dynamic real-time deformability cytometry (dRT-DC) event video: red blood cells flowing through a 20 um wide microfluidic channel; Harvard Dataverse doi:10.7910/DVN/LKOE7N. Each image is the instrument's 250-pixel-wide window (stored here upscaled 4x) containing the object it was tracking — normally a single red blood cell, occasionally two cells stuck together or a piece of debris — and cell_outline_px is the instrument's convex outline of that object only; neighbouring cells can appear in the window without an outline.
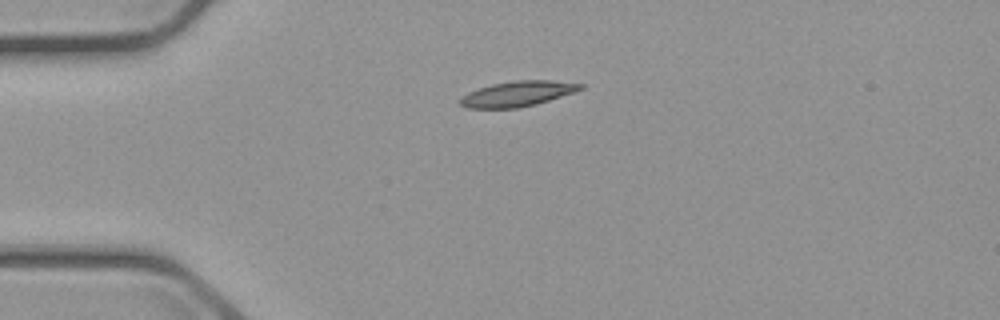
{"species": "common noctule bat (a hibernating species)", "species_latin": "Nyctalus noctula", "temperature_condition": "cold", "stored_images_in_passage": 2, "camera_frame_rate_fps": 3000, "um_per_image_px": 0.085, "animal": {"sex": "male", "body_mass_g": 23.1, "forearm_length_mm": 52.7}, "frame": {"image": 1, "passage_image": 1, "time_ms": 0.0, "image_size_px": [1000, 320], "cell_outline_px": [[584, 88], [576, 92], [536, 104], [516, 108], [468, 108], [460, 104], [456, 100], [460, 96], [468, 92], [492, 84], [516, 80], [552, 80], [584, 84]], "centroid_in_image_um": [43.99, 7.97], "position_along_channel_um": 41.0, "area_um2": 17.86}}